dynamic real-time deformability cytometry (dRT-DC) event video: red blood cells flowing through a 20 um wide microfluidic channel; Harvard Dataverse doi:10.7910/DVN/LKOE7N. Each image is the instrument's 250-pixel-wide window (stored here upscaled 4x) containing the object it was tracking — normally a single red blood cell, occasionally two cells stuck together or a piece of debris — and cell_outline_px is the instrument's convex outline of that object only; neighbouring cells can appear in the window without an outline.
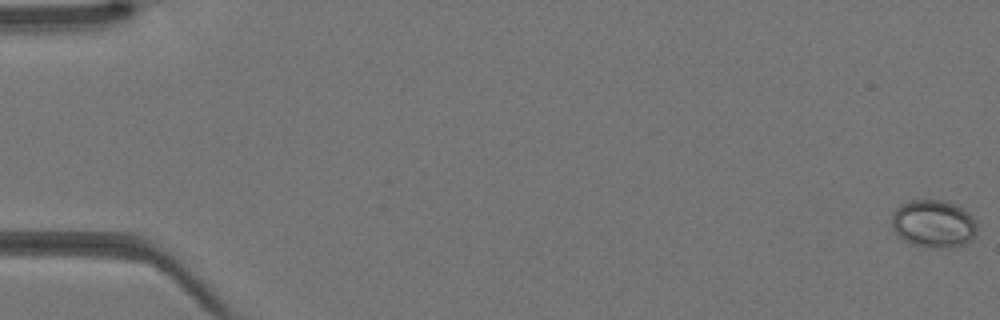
{"species": "Egyptian fruit bat (a non-hibernating species)", "species_latin": "Rousettus aegyptiacus", "temperature_condition": "warm", "stored_images_in_passage": 45, "camera_frame_rate_fps": 3000, "um_per_image_px": 0.085, "animal": {"sex": "female"}, "frame": {"image": 1, "passage_image": 1, "time_ms": 0.0, "image_size_px": [1000, 320], "cell_outline_px": [[976, 232], [972, 240], [964, 244], [952, 248], [928, 248], [912, 244], [904, 240], [892, 228], [892, 212], [900, 204], [908, 200], [940, 200], [952, 204], [968, 212], [976, 220]], "centroid_in_image_um": [79.34, 19.03], "position_along_channel_um": 5.7, "area_um2": 23.87}}
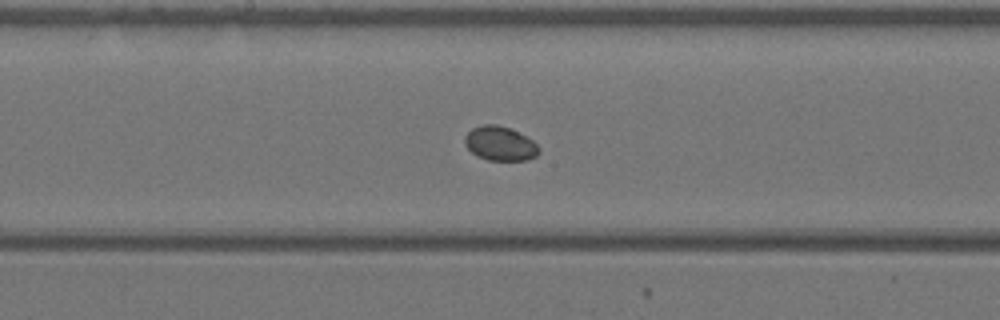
{"frame": {"image": 2, "passage_image": 24, "time_ms": 7.667, "image_size_px": [1000, 320], "cell_outline_px": [[540, 152], [536, 156], [528, 160], [488, 160], [476, 156], [464, 144], [464, 136], [472, 128], [484, 124], [496, 124], [508, 128], [532, 140], [540, 148]], "centroid_in_image_um": [42.48, 12.21], "position_along_channel_um": 205.7, "area_um2": 14.74}}
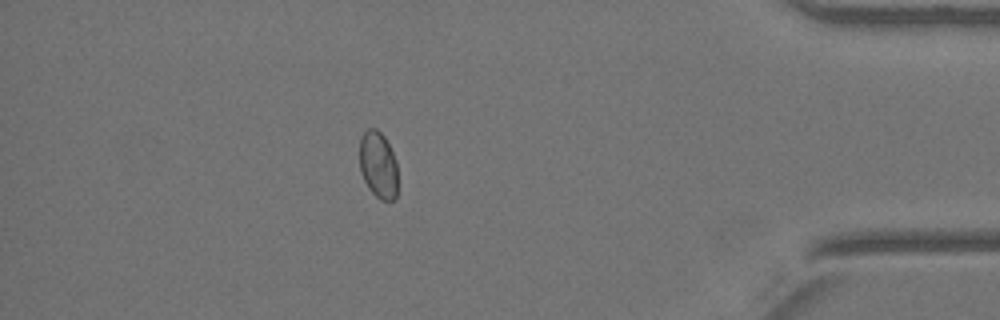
{"frame": {"image": 3, "passage_image": 39, "time_ms": 12.667, "image_size_px": [1000, 320], "cell_outline_px": [[396, 196], [392, 200], [380, 200], [368, 188], [360, 172], [360, 136], [368, 128], [376, 128], [384, 136], [396, 160]], "centroid_in_image_um": [32.12, 14.0], "position_along_channel_um": 403.1, "area_um2": 14.8}}